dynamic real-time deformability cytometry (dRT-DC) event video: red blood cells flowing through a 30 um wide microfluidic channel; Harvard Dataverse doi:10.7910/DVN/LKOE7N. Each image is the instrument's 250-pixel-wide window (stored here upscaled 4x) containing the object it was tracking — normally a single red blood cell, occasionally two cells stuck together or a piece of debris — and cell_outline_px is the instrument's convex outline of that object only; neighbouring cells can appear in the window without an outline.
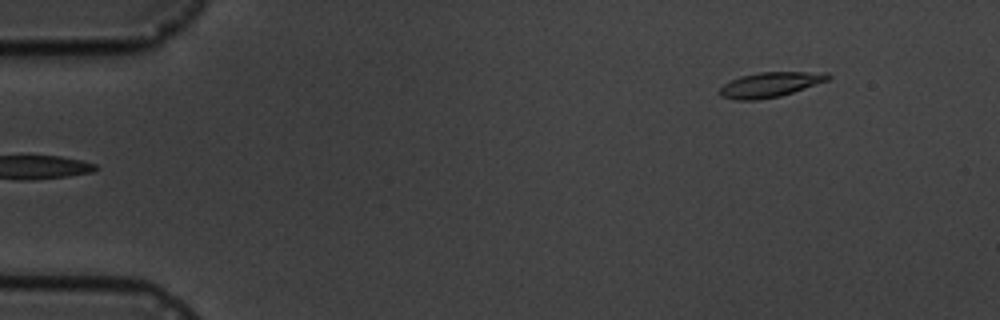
{"species": "common noctule bat (a hibernating species)", "species_latin": "Nyctalus noctula", "temperature_condition": "cold", "stored_images_in_passage": 6, "segment_of_instrument_passage": [2, 2], "camera_frame_rate_fps": 3000, "um_per_image_px": 0.085, "animal": {"sex": "male", "body_mass_g": 19.5, "forearm_length_mm": 54.6}, "frame": {"image": 1, "passage_image": 6, "time_ms": 5.667, "image_size_px": [1000, 320], "cell_outline_px": [[832, 76], [828, 80], [780, 96], [756, 100], [736, 100], [720, 96], [720, 88], [724, 84], [740, 76], [760, 72], [828, 72]], "centroid_in_image_um": [65.47, 7.19], "position_along_channel_um": 19.5, "area_um2": 15.61}}